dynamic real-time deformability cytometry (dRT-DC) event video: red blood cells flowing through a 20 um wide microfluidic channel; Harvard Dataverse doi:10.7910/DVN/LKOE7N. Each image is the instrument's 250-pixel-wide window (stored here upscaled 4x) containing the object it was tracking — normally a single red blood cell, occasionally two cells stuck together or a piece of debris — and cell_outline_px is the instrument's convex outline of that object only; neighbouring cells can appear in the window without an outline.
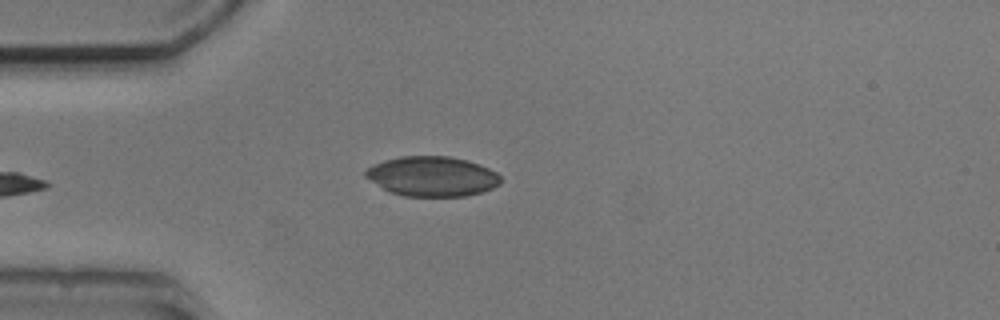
{"species": "common noctule bat (a hibernating species)", "species_latin": "Nyctalus noctula", "temperature_condition": "cold", "stored_images_in_passage": 6, "camera_frame_rate_fps": 3000, "um_per_image_px": 0.085, "animal": {"sex": "male", "body_mass_g": 20.5, "forearm_length_mm": 52.5}, "frame": {"image": 1, "passage_image": 6, "time_ms": 6.0, "image_size_px": [1000, 320], "cell_outline_px": [[500, 184], [492, 188], [468, 196], [404, 196], [388, 192], [364, 176], [364, 172], [372, 164], [384, 160], [400, 156], [448, 156], [468, 160], [480, 164], [496, 172], [500, 176]], "centroid_in_image_um": [36.71, 14.99], "position_along_channel_um": 48.3, "area_um2": 31.56}}